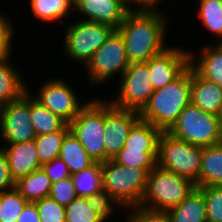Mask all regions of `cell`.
<instances>
[{
	"label": "cell",
	"instance_id": "obj_1",
	"mask_svg": "<svg viewBox=\"0 0 222 222\" xmlns=\"http://www.w3.org/2000/svg\"><path fill=\"white\" fill-rule=\"evenodd\" d=\"M161 11L130 10L117 29L125 40L130 63L147 62L168 47L165 46L166 21Z\"/></svg>",
	"mask_w": 222,
	"mask_h": 222
},
{
	"label": "cell",
	"instance_id": "obj_2",
	"mask_svg": "<svg viewBox=\"0 0 222 222\" xmlns=\"http://www.w3.org/2000/svg\"><path fill=\"white\" fill-rule=\"evenodd\" d=\"M191 103V67L165 87L155 90L139 113L140 119L167 131Z\"/></svg>",
	"mask_w": 222,
	"mask_h": 222
},
{
	"label": "cell",
	"instance_id": "obj_3",
	"mask_svg": "<svg viewBox=\"0 0 222 222\" xmlns=\"http://www.w3.org/2000/svg\"><path fill=\"white\" fill-rule=\"evenodd\" d=\"M148 172L145 169L122 166L113 159L102 163V190L104 200L127 209L139 206L147 185Z\"/></svg>",
	"mask_w": 222,
	"mask_h": 222
},
{
	"label": "cell",
	"instance_id": "obj_4",
	"mask_svg": "<svg viewBox=\"0 0 222 222\" xmlns=\"http://www.w3.org/2000/svg\"><path fill=\"white\" fill-rule=\"evenodd\" d=\"M195 188L196 185L191 180L156 165L148 173L139 207L167 212L179 205Z\"/></svg>",
	"mask_w": 222,
	"mask_h": 222
},
{
	"label": "cell",
	"instance_id": "obj_5",
	"mask_svg": "<svg viewBox=\"0 0 222 222\" xmlns=\"http://www.w3.org/2000/svg\"><path fill=\"white\" fill-rule=\"evenodd\" d=\"M187 143L208 147L222 143V117L189 104L166 131Z\"/></svg>",
	"mask_w": 222,
	"mask_h": 222
},
{
	"label": "cell",
	"instance_id": "obj_6",
	"mask_svg": "<svg viewBox=\"0 0 222 222\" xmlns=\"http://www.w3.org/2000/svg\"><path fill=\"white\" fill-rule=\"evenodd\" d=\"M203 147L179 140L163 131L159 138L157 166L191 180L198 187Z\"/></svg>",
	"mask_w": 222,
	"mask_h": 222
},
{
	"label": "cell",
	"instance_id": "obj_7",
	"mask_svg": "<svg viewBox=\"0 0 222 222\" xmlns=\"http://www.w3.org/2000/svg\"><path fill=\"white\" fill-rule=\"evenodd\" d=\"M100 100L86 102L69 126L89 156L95 162L103 163L105 162L104 101Z\"/></svg>",
	"mask_w": 222,
	"mask_h": 222
},
{
	"label": "cell",
	"instance_id": "obj_8",
	"mask_svg": "<svg viewBox=\"0 0 222 222\" xmlns=\"http://www.w3.org/2000/svg\"><path fill=\"white\" fill-rule=\"evenodd\" d=\"M65 30L63 49L66 55L86 66L115 29L106 24L78 20Z\"/></svg>",
	"mask_w": 222,
	"mask_h": 222
},
{
	"label": "cell",
	"instance_id": "obj_9",
	"mask_svg": "<svg viewBox=\"0 0 222 222\" xmlns=\"http://www.w3.org/2000/svg\"><path fill=\"white\" fill-rule=\"evenodd\" d=\"M149 67L145 62L130 63L120 78L116 100H110L119 109L140 113L154 92Z\"/></svg>",
	"mask_w": 222,
	"mask_h": 222
},
{
	"label": "cell",
	"instance_id": "obj_10",
	"mask_svg": "<svg viewBox=\"0 0 222 222\" xmlns=\"http://www.w3.org/2000/svg\"><path fill=\"white\" fill-rule=\"evenodd\" d=\"M130 62L126 55L125 40L118 30H114L106 42L94 53L92 59L85 66L89 73V81L102 83L128 68Z\"/></svg>",
	"mask_w": 222,
	"mask_h": 222
},
{
	"label": "cell",
	"instance_id": "obj_11",
	"mask_svg": "<svg viewBox=\"0 0 222 222\" xmlns=\"http://www.w3.org/2000/svg\"><path fill=\"white\" fill-rule=\"evenodd\" d=\"M0 132L7 144L35 139L36 131L29 111V91L20 99L0 106Z\"/></svg>",
	"mask_w": 222,
	"mask_h": 222
},
{
	"label": "cell",
	"instance_id": "obj_12",
	"mask_svg": "<svg viewBox=\"0 0 222 222\" xmlns=\"http://www.w3.org/2000/svg\"><path fill=\"white\" fill-rule=\"evenodd\" d=\"M140 120L139 113L116 108L104 101L105 161L112 159L123 147L131 128Z\"/></svg>",
	"mask_w": 222,
	"mask_h": 222
},
{
	"label": "cell",
	"instance_id": "obj_13",
	"mask_svg": "<svg viewBox=\"0 0 222 222\" xmlns=\"http://www.w3.org/2000/svg\"><path fill=\"white\" fill-rule=\"evenodd\" d=\"M61 79H50L40 86L39 96L34 97L44 107L69 124L85 106L72 87ZM76 95V96H75Z\"/></svg>",
	"mask_w": 222,
	"mask_h": 222
},
{
	"label": "cell",
	"instance_id": "obj_14",
	"mask_svg": "<svg viewBox=\"0 0 222 222\" xmlns=\"http://www.w3.org/2000/svg\"><path fill=\"white\" fill-rule=\"evenodd\" d=\"M190 52L169 47L145 62L150 71L154 91L165 87L177 79L188 67Z\"/></svg>",
	"mask_w": 222,
	"mask_h": 222
},
{
	"label": "cell",
	"instance_id": "obj_15",
	"mask_svg": "<svg viewBox=\"0 0 222 222\" xmlns=\"http://www.w3.org/2000/svg\"><path fill=\"white\" fill-rule=\"evenodd\" d=\"M73 8L85 21L106 24L117 30L130 11L119 0H74Z\"/></svg>",
	"mask_w": 222,
	"mask_h": 222
},
{
	"label": "cell",
	"instance_id": "obj_16",
	"mask_svg": "<svg viewBox=\"0 0 222 222\" xmlns=\"http://www.w3.org/2000/svg\"><path fill=\"white\" fill-rule=\"evenodd\" d=\"M8 146L0 148L6 154L10 174L15 182L41 168L34 140L8 144Z\"/></svg>",
	"mask_w": 222,
	"mask_h": 222
},
{
	"label": "cell",
	"instance_id": "obj_17",
	"mask_svg": "<svg viewBox=\"0 0 222 222\" xmlns=\"http://www.w3.org/2000/svg\"><path fill=\"white\" fill-rule=\"evenodd\" d=\"M191 104L205 113L222 117V88L199 76L191 68Z\"/></svg>",
	"mask_w": 222,
	"mask_h": 222
},
{
	"label": "cell",
	"instance_id": "obj_18",
	"mask_svg": "<svg viewBox=\"0 0 222 222\" xmlns=\"http://www.w3.org/2000/svg\"><path fill=\"white\" fill-rule=\"evenodd\" d=\"M114 209L104 199L76 197L65 207L66 222H106Z\"/></svg>",
	"mask_w": 222,
	"mask_h": 222
},
{
	"label": "cell",
	"instance_id": "obj_19",
	"mask_svg": "<svg viewBox=\"0 0 222 222\" xmlns=\"http://www.w3.org/2000/svg\"><path fill=\"white\" fill-rule=\"evenodd\" d=\"M190 52L189 66L202 78L222 88V43L216 47H203L200 60L195 61ZM198 62V63H197Z\"/></svg>",
	"mask_w": 222,
	"mask_h": 222
},
{
	"label": "cell",
	"instance_id": "obj_20",
	"mask_svg": "<svg viewBox=\"0 0 222 222\" xmlns=\"http://www.w3.org/2000/svg\"><path fill=\"white\" fill-rule=\"evenodd\" d=\"M166 213L169 222H207L203 193L196 187L179 205Z\"/></svg>",
	"mask_w": 222,
	"mask_h": 222
},
{
	"label": "cell",
	"instance_id": "obj_21",
	"mask_svg": "<svg viewBox=\"0 0 222 222\" xmlns=\"http://www.w3.org/2000/svg\"><path fill=\"white\" fill-rule=\"evenodd\" d=\"M58 157L67 165L71 175L87 169L95 163L71 130L63 139Z\"/></svg>",
	"mask_w": 222,
	"mask_h": 222
},
{
	"label": "cell",
	"instance_id": "obj_22",
	"mask_svg": "<svg viewBox=\"0 0 222 222\" xmlns=\"http://www.w3.org/2000/svg\"><path fill=\"white\" fill-rule=\"evenodd\" d=\"M222 186V143L203 147L198 187Z\"/></svg>",
	"mask_w": 222,
	"mask_h": 222
},
{
	"label": "cell",
	"instance_id": "obj_23",
	"mask_svg": "<svg viewBox=\"0 0 222 222\" xmlns=\"http://www.w3.org/2000/svg\"><path fill=\"white\" fill-rule=\"evenodd\" d=\"M72 176L78 197L104 199L102 190V163L95 162L92 166Z\"/></svg>",
	"mask_w": 222,
	"mask_h": 222
},
{
	"label": "cell",
	"instance_id": "obj_24",
	"mask_svg": "<svg viewBox=\"0 0 222 222\" xmlns=\"http://www.w3.org/2000/svg\"><path fill=\"white\" fill-rule=\"evenodd\" d=\"M9 64V60L0 62V106L20 99L28 88L20 73Z\"/></svg>",
	"mask_w": 222,
	"mask_h": 222
},
{
	"label": "cell",
	"instance_id": "obj_25",
	"mask_svg": "<svg viewBox=\"0 0 222 222\" xmlns=\"http://www.w3.org/2000/svg\"><path fill=\"white\" fill-rule=\"evenodd\" d=\"M51 185V180L42 167L15 182V188L19 193L28 202L33 203L49 197Z\"/></svg>",
	"mask_w": 222,
	"mask_h": 222
},
{
	"label": "cell",
	"instance_id": "obj_26",
	"mask_svg": "<svg viewBox=\"0 0 222 222\" xmlns=\"http://www.w3.org/2000/svg\"><path fill=\"white\" fill-rule=\"evenodd\" d=\"M163 131L140 119L130 130L123 148L135 150H158V143Z\"/></svg>",
	"mask_w": 222,
	"mask_h": 222
},
{
	"label": "cell",
	"instance_id": "obj_27",
	"mask_svg": "<svg viewBox=\"0 0 222 222\" xmlns=\"http://www.w3.org/2000/svg\"><path fill=\"white\" fill-rule=\"evenodd\" d=\"M30 96L31 95H29V111L36 135L55 132L66 124L63 119L44 107L34 97L31 98Z\"/></svg>",
	"mask_w": 222,
	"mask_h": 222
},
{
	"label": "cell",
	"instance_id": "obj_28",
	"mask_svg": "<svg viewBox=\"0 0 222 222\" xmlns=\"http://www.w3.org/2000/svg\"><path fill=\"white\" fill-rule=\"evenodd\" d=\"M70 131L69 124H65L60 130L43 135H36L37 155L41 165L57 158L65 135Z\"/></svg>",
	"mask_w": 222,
	"mask_h": 222
},
{
	"label": "cell",
	"instance_id": "obj_29",
	"mask_svg": "<svg viewBox=\"0 0 222 222\" xmlns=\"http://www.w3.org/2000/svg\"><path fill=\"white\" fill-rule=\"evenodd\" d=\"M74 0H30L31 11L42 22L62 21L73 8Z\"/></svg>",
	"mask_w": 222,
	"mask_h": 222
},
{
	"label": "cell",
	"instance_id": "obj_30",
	"mask_svg": "<svg viewBox=\"0 0 222 222\" xmlns=\"http://www.w3.org/2000/svg\"><path fill=\"white\" fill-rule=\"evenodd\" d=\"M158 150L122 148L112 159L127 167L145 169L148 173L157 165Z\"/></svg>",
	"mask_w": 222,
	"mask_h": 222
},
{
	"label": "cell",
	"instance_id": "obj_31",
	"mask_svg": "<svg viewBox=\"0 0 222 222\" xmlns=\"http://www.w3.org/2000/svg\"><path fill=\"white\" fill-rule=\"evenodd\" d=\"M199 1L198 15L205 28L222 39V0ZM219 43H222V40Z\"/></svg>",
	"mask_w": 222,
	"mask_h": 222
},
{
	"label": "cell",
	"instance_id": "obj_32",
	"mask_svg": "<svg viewBox=\"0 0 222 222\" xmlns=\"http://www.w3.org/2000/svg\"><path fill=\"white\" fill-rule=\"evenodd\" d=\"M27 203L15 187L1 193L0 222H17Z\"/></svg>",
	"mask_w": 222,
	"mask_h": 222
},
{
	"label": "cell",
	"instance_id": "obj_33",
	"mask_svg": "<svg viewBox=\"0 0 222 222\" xmlns=\"http://www.w3.org/2000/svg\"><path fill=\"white\" fill-rule=\"evenodd\" d=\"M197 188L203 193L207 222H222V186L205 185Z\"/></svg>",
	"mask_w": 222,
	"mask_h": 222
},
{
	"label": "cell",
	"instance_id": "obj_34",
	"mask_svg": "<svg viewBox=\"0 0 222 222\" xmlns=\"http://www.w3.org/2000/svg\"><path fill=\"white\" fill-rule=\"evenodd\" d=\"M36 204L41 222H66L65 207L59 205L51 197L34 202Z\"/></svg>",
	"mask_w": 222,
	"mask_h": 222
},
{
	"label": "cell",
	"instance_id": "obj_35",
	"mask_svg": "<svg viewBox=\"0 0 222 222\" xmlns=\"http://www.w3.org/2000/svg\"><path fill=\"white\" fill-rule=\"evenodd\" d=\"M49 197L59 205L68 206L77 197L72 176L52 183Z\"/></svg>",
	"mask_w": 222,
	"mask_h": 222
},
{
	"label": "cell",
	"instance_id": "obj_36",
	"mask_svg": "<svg viewBox=\"0 0 222 222\" xmlns=\"http://www.w3.org/2000/svg\"><path fill=\"white\" fill-rule=\"evenodd\" d=\"M8 19L4 16L0 19V62L8 60L13 51L11 41L14 30Z\"/></svg>",
	"mask_w": 222,
	"mask_h": 222
},
{
	"label": "cell",
	"instance_id": "obj_37",
	"mask_svg": "<svg viewBox=\"0 0 222 222\" xmlns=\"http://www.w3.org/2000/svg\"><path fill=\"white\" fill-rule=\"evenodd\" d=\"M131 208L134 210L128 217V222H169L166 212L152 211L139 206Z\"/></svg>",
	"mask_w": 222,
	"mask_h": 222
},
{
	"label": "cell",
	"instance_id": "obj_38",
	"mask_svg": "<svg viewBox=\"0 0 222 222\" xmlns=\"http://www.w3.org/2000/svg\"><path fill=\"white\" fill-rule=\"evenodd\" d=\"M50 178L51 183L60 181L61 179L71 176L67 165L60 157L54 158L41 166Z\"/></svg>",
	"mask_w": 222,
	"mask_h": 222
},
{
	"label": "cell",
	"instance_id": "obj_39",
	"mask_svg": "<svg viewBox=\"0 0 222 222\" xmlns=\"http://www.w3.org/2000/svg\"><path fill=\"white\" fill-rule=\"evenodd\" d=\"M15 187V181L10 174L9 164L4 151L0 148V193Z\"/></svg>",
	"mask_w": 222,
	"mask_h": 222
},
{
	"label": "cell",
	"instance_id": "obj_40",
	"mask_svg": "<svg viewBox=\"0 0 222 222\" xmlns=\"http://www.w3.org/2000/svg\"><path fill=\"white\" fill-rule=\"evenodd\" d=\"M17 222H41L36 204L28 202L19 215Z\"/></svg>",
	"mask_w": 222,
	"mask_h": 222
},
{
	"label": "cell",
	"instance_id": "obj_41",
	"mask_svg": "<svg viewBox=\"0 0 222 222\" xmlns=\"http://www.w3.org/2000/svg\"><path fill=\"white\" fill-rule=\"evenodd\" d=\"M161 0H134V4H138V8L136 7L135 10H141V9H146V10H154V5L157 4ZM140 6V7H139Z\"/></svg>",
	"mask_w": 222,
	"mask_h": 222
},
{
	"label": "cell",
	"instance_id": "obj_42",
	"mask_svg": "<svg viewBox=\"0 0 222 222\" xmlns=\"http://www.w3.org/2000/svg\"><path fill=\"white\" fill-rule=\"evenodd\" d=\"M122 4H124L129 10H134L130 8V4L134 3V0H119ZM130 3V4H129ZM129 4V5H128Z\"/></svg>",
	"mask_w": 222,
	"mask_h": 222
}]
</instances>
